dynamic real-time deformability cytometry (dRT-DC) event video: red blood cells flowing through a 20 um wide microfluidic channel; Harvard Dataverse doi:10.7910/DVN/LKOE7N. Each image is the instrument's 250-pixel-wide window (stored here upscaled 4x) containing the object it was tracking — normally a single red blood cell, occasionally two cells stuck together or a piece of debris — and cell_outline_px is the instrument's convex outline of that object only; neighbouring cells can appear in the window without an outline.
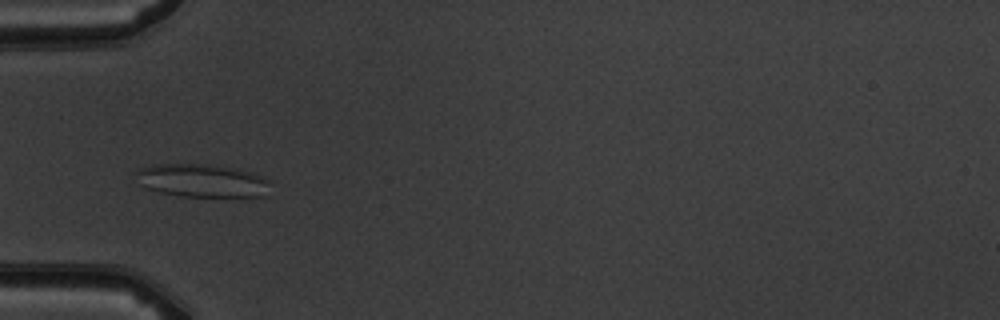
{"species": "common noctule bat (a hibernating species)", "species_latin": "Nyctalus noctula", "temperature_condition": "warm", "stored_images_in_passage": 7, "camera_frame_rate_fps": 3000, "um_per_image_px": 0.085, "animal": {"sex": "male", "body_mass_g": 19.5, "forearm_length_mm": 54.6}, "frame": {"image": 1, "passage_image": 4, "time_ms": 4.333, "image_size_px": [1000, 320], "cell_outline_px": [[272, 196], [180, 196], [160, 192], [148, 188], [140, 184], [136, 172], [140, 168], [152, 164], [204, 164], [236, 168], [260, 176], [268, 180]], "centroid_in_image_um": [17.21, 15.36], "position_along_channel_um": 67.8, "area_um2": 25.84}}
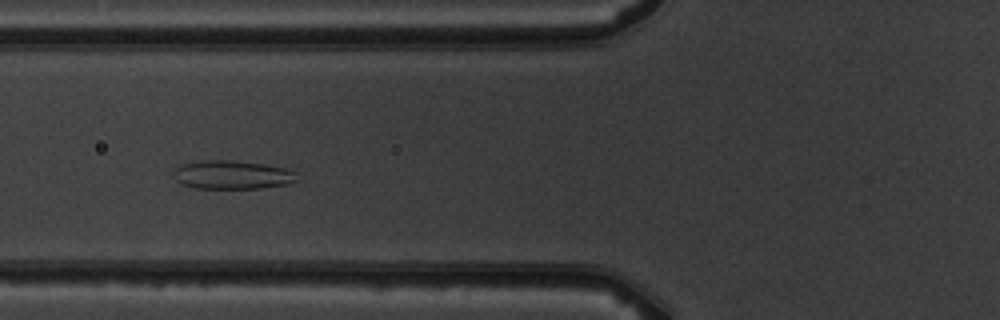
{"frame": {"image": 2, "passage_image": 5, "time_ms": 5.333, "image_size_px": [1000, 320], "cell_outline_px": [[300, 180], [288, 184], [260, 188], [196, 188], [180, 184], [172, 176], [172, 172], [180, 164], [204, 160], [232, 160], [264, 164], [288, 168], [296, 172]], "centroid_in_image_um": [19.75, 14.85], "position_along_channel_um": 106.0, "area_um2": 20.92}}
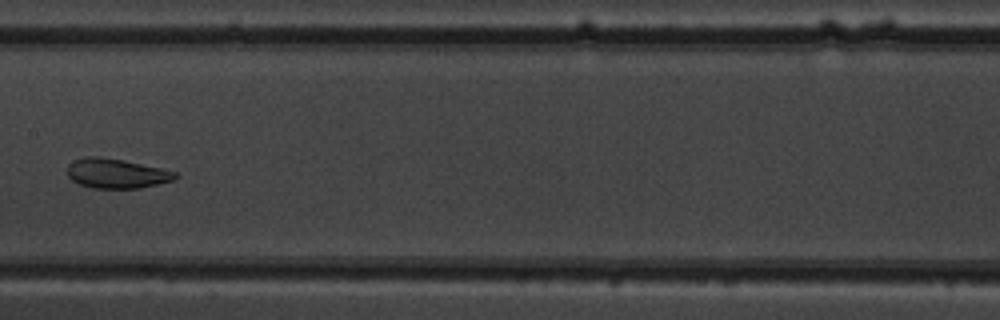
{"frame": {"image": 3, "passage_image": 7, "time_ms": 7.667, "image_size_px": [1000, 320], "cell_outline_px": [[180, 176], [176, 180], [140, 188], [92, 188], [80, 184], [72, 180], [68, 176], [68, 164], [72, 160], [84, 156], [100, 156], [124, 160], [160, 168], [176, 172]], "centroid_in_image_um": [9.9, 14.73], "position_along_channel_um": 197.5, "area_um2": 18.84}}